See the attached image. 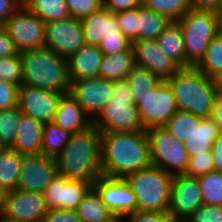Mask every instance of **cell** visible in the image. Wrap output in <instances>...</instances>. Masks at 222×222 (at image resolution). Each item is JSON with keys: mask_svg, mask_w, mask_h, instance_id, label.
I'll return each mask as SVG.
<instances>
[{"mask_svg": "<svg viewBox=\"0 0 222 222\" xmlns=\"http://www.w3.org/2000/svg\"><path fill=\"white\" fill-rule=\"evenodd\" d=\"M142 0H102V7L116 14L139 7Z\"/></svg>", "mask_w": 222, "mask_h": 222, "instance_id": "47", "label": "cell"}, {"mask_svg": "<svg viewBox=\"0 0 222 222\" xmlns=\"http://www.w3.org/2000/svg\"><path fill=\"white\" fill-rule=\"evenodd\" d=\"M0 80L18 86L22 85L20 55L0 58Z\"/></svg>", "mask_w": 222, "mask_h": 222, "instance_id": "38", "label": "cell"}, {"mask_svg": "<svg viewBox=\"0 0 222 222\" xmlns=\"http://www.w3.org/2000/svg\"><path fill=\"white\" fill-rule=\"evenodd\" d=\"M201 205H203L202 192L197 178L185 174L175 175L168 211L174 221H187Z\"/></svg>", "mask_w": 222, "mask_h": 222, "instance_id": "16", "label": "cell"}, {"mask_svg": "<svg viewBox=\"0 0 222 222\" xmlns=\"http://www.w3.org/2000/svg\"><path fill=\"white\" fill-rule=\"evenodd\" d=\"M218 91L222 92V74L216 79Z\"/></svg>", "mask_w": 222, "mask_h": 222, "instance_id": "59", "label": "cell"}, {"mask_svg": "<svg viewBox=\"0 0 222 222\" xmlns=\"http://www.w3.org/2000/svg\"><path fill=\"white\" fill-rule=\"evenodd\" d=\"M80 20L72 16L60 21L47 22L44 46L65 59L70 58L84 45Z\"/></svg>", "mask_w": 222, "mask_h": 222, "instance_id": "12", "label": "cell"}, {"mask_svg": "<svg viewBox=\"0 0 222 222\" xmlns=\"http://www.w3.org/2000/svg\"><path fill=\"white\" fill-rule=\"evenodd\" d=\"M18 126L16 139L11 149L22 155L42 153L44 123L22 114Z\"/></svg>", "mask_w": 222, "mask_h": 222, "instance_id": "23", "label": "cell"}, {"mask_svg": "<svg viewBox=\"0 0 222 222\" xmlns=\"http://www.w3.org/2000/svg\"><path fill=\"white\" fill-rule=\"evenodd\" d=\"M216 16L219 19L220 24L222 25V0H219L216 9L214 10Z\"/></svg>", "mask_w": 222, "mask_h": 222, "instance_id": "54", "label": "cell"}, {"mask_svg": "<svg viewBox=\"0 0 222 222\" xmlns=\"http://www.w3.org/2000/svg\"><path fill=\"white\" fill-rule=\"evenodd\" d=\"M211 153L215 163V171L222 172V131H220Z\"/></svg>", "mask_w": 222, "mask_h": 222, "instance_id": "51", "label": "cell"}, {"mask_svg": "<svg viewBox=\"0 0 222 222\" xmlns=\"http://www.w3.org/2000/svg\"><path fill=\"white\" fill-rule=\"evenodd\" d=\"M22 112L18 107L0 110V140L8 148L14 145Z\"/></svg>", "mask_w": 222, "mask_h": 222, "instance_id": "37", "label": "cell"}, {"mask_svg": "<svg viewBox=\"0 0 222 222\" xmlns=\"http://www.w3.org/2000/svg\"><path fill=\"white\" fill-rule=\"evenodd\" d=\"M47 210L43 193L15 189L5 192L0 216L16 222H42Z\"/></svg>", "mask_w": 222, "mask_h": 222, "instance_id": "11", "label": "cell"}, {"mask_svg": "<svg viewBox=\"0 0 222 222\" xmlns=\"http://www.w3.org/2000/svg\"><path fill=\"white\" fill-rule=\"evenodd\" d=\"M218 124L220 130L222 131V92L218 91L216 94L215 107L211 116Z\"/></svg>", "mask_w": 222, "mask_h": 222, "instance_id": "53", "label": "cell"}, {"mask_svg": "<svg viewBox=\"0 0 222 222\" xmlns=\"http://www.w3.org/2000/svg\"><path fill=\"white\" fill-rule=\"evenodd\" d=\"M84 43L92 46H99L103 37L110 34H123L110 10L101 7L90 15L80 20Z\"/></svg>", "mask_w": 222, "mask_h": 222, "instance_id": "20", "label": "cell"}, {"mask_svg": "<svg viewBox=\"0 0 222 222\" xmlns=\"http://www.w3.org/2000/svg\"><path fill=\"white\" fill-rule=\"evenodd\" d=\"M132 47V42L124 34H110L103 37L99 48L104 55L116 54L120 51L128 50Z\"/></svg>", "mask_w": 222, "mask_h": 222, "instance_id": "41", "label": "cell"}, {"mask_svg": "<svg viewBox=\"0 0 222 222\" xmlns=\"http://www.w3.org/2000/svg\"><path fill=\"white\" fill-rule=\"evenodd\" d=\"M220 131L212 117L201 118L200 123L195 124L189 139L183 142L188 156L211 151Z\"/></svg>", "mask_w": 222, "mask_h": 222, "instance_id": "24", "label": "cell"}, {"mask_svg": "<svg viewBox=\"0 0 222 222\" xmlns=\"http://www.w3.org/2000/svg\"><path fill=\"white\" fill-rule=\"evenodd\" d=\"M52 122L72 134L86 129L93 123L69 92L61 96Z\"/></svg>", "mask_w": 222, "mask_h": 222, "instance_id": "22", "label": "cell"}, {"mask_svg": "<svg viewBox=\"0 0 222 222\" xmlns=\"http://www.w3.org/2000/svg\"><path fill=\"white\" fill-rule=\"evenodd\" d=\"M152 165L146 131L101 133L103 176L125 178Z\"/></svg>", "mask_w": 222, "mask_h": 222, "instance_id": "1", "label": "cell"}, {"mask_svg": "<svg viewBox=\"0 0 222 222\" xmlns=\"http://www.w3.org/2000/svg\"><path fill=\"white\" fill-rule=\"evenodd\" d=\"M156 41L165 55L173 59L181 68H185L183 36L177 21H172Z\"/></svg>", "mask_w": 222, "mask_h": 222, "instance_id": "26", "label": "cell"}, {"mask_svg": "<svg viewBox=\"0 0 222 222\" xmlns=\"http://www.w3.org/2000/svg\"><path fill=\"white\" fill-rule=\"evenodd\" d=\"M22 66V84L68 93L70 78L68 60L44 47L19 53Z\"/></svg>", "mask_w": 222, "mask_h": 222, "instance_id": "4", "label": "cell"}, {"mask_svg": "<svg viewBox=\"0 0 222 222\" xmlns=\"http://www.w3.org/2000/svg\"><path fill=\"white\" fill-rule=\"evenodd\" d=\"M168 212L139 211L123 217V222H173Z\"/></svg>", "mask_w": 222, "mask_h": 222, "instance_id": "45", "label": "cell"}, {"mask_svg": "<svg viewBox=\"0 0 222 222\" xmlns=\"http://www.w3.org/2000/svg\"><path fill=\"white\" fill-rule=\"evenodd\" d=\"M173 177L154 165L128 174L125 180L136 196L137 210L168 212Z\"/></svg>", "mask_w": 222, "mask_h": 222, "instance_id": "5", "label": "cell"}, {"mask_svg": "<svg viewBox=\"0 0 222 222\" xmlns=\"http://www.w3.org/2000/svg\"><path fill=\"white\" fill-rule=\"evenodd\" d=\"M132 90L135 105L142 102V98L162 81L160 78L150 73L147 69L135 66L125 79Z\"/></svg>", "mask_w": 222, "mask_h": 222, "instance_id": "30", "label": "cell"}, {"mask_svg": "<svg viewBox=\"0 0 222 222\" xmlns=\"http://www.w3.org/2000/svg\"><path fill=\"white\" fill-rule=\"evenodd\" d=\"M70 82L69 93L93 122L112 98L114 81L96 77Z\"/></svg>", "mask_w": 222, "mask_h": 222, "instance_id": "10", "label": "cell"}, {"mask_svg": "<svg viewBox=\"0 0 222 222\" xmlns=\"http://www.w3.org/2000/svg\"><path fill=\"white\" fill-rule=\"evenodd\" d=\"M135 65L147 69L162 81L172 77L181 67L159 48L156 39L132 42Z\"/></svg>", "mask_w": 222, "mask_h": 222, "instance_id": "19", "label": "cell"}, {"mask_svg": "<svg viewBox=\"0 0 222 222\" xmlns=\"http://www.w3.org/2000/svg\"><path fill=\"white\" fill-rule=\"evenodd\" d=\"M200 121V117L187 111L178 110L167 121L164 128L178 141L184 142L189 139L193 133L195 124H199Z\"/></svg>", "mask_w": 222, "mask_h": 222, "instance_id": "33", "label": "cell"}, {"mask_svg": "<svg viewBox=\"0 0 222 222\" xmlns=\"http://www.w3.org/2000/svg\"><path fill=\"white\" fill-rule=\"evenodd\" d=\"M135 66L133 47L116 54L104 55L100 65L99 77L111 81L125 80Z\"/></svg>", "mask_w": 222, "mask_h": 222, "instance_id": "25", "label": "cell"}, {"mask_svg": "<svg viewBox=\"0 0 222 222\" xmlns=\"http://www.w3.org/2000/svg\"><path fill=\"white\" fill-rule=\"evenodd\" d=\"M19 7H28L33 0H14Z\"/></svg>", "mask_w": 222, "mask_h": 222, "instance_id": "55", "label": "cell"}, {"mask_svg": "<svg viewBox=\"0 0 222 222\" xmlns=\"http://www.w3.org/2000/svg\"><path fill=\"white\" fill-rule=\"evenodd\" d=\"M142 4L151 11L177 21L192 9L190 0H142Z\"/></svg>", "mask_w": 222, "mask_h": 222, "instance_id": "36", "label": "cell"}, {"mask_svg": "<svg viewBox=\"0 0 222 222\" xmlns=\"http://www.w3.org/2000/svg\"><path fill=\"white\" fill-rule=\"evenodd\" d=\"M14 42L11 40L9 33L4 28L0 26V58L18 55Z\"/></svg>", "mask_w": 222, "mask_h": 222, "instance_id": "48", "label": "cell"}, {"mask_svg": "<svg viewBox=\"0 0 222 222\" xmlns=\"http://www.w3.org/2000/svg\"><path fill=\"white\" fill-rule=\"evenodd\" d=\"M185 50V67L196 66L211 40L220 32V22L212 10H188L177 20Z\"/></svg>", "mask_w": 222, "mask_h": 222, "instance_id": "6", "label": "cell"}, {"mask_svg": "<svg viewBox=\"0 0 222 222\" xmlns=\"http://www.w3.org/2000/svg\"><path fill=\"white\" fill-rule=\"evenodd\" d=\"M112 98L114 100L135 102L132 90L130 89V86L126 80L114 81V90Z\"/></svg>", "mask_w": 222, "mask_h": 222, "instance_id": "49", "label": "cell"}, {"mask_svg": "<svg viewBox=\"0 0 222 222\" xmlns=\"http://www.w3.org/2000/svg\"><path fill=\"white\" fill-rule=\"evenodd\" d=\"M0 222H16V221L7 220L0 216Z\"/></svg>", "mask_w": 222, "mask_h": 222, "instance_id": "60", "label": "cell"}, {"mask_svg": "<svg viewBox=\"0 0 222 222\" xmlns=\"http://www.w3.org/2000/svg\"><path fill=\"white\" fill-rule=\"evenodd\" d=\"M103 56L104 54L99 46L84 44L74 55L67 59L70 81L99 77Z\"/></svg>", "mask_w": 222, "mask_h": 222, "instance_id": "21", "label": "cell"}, {"mask_svg": "<svg viewBox=\"0 0 222 222\" xmlns=\"http://www.w3.org/2000/svg\"><path fill=\"white\" fill-rule=\"evenodd\" d=\"M3 26L19 53L44 47L46 23L28 7L18 8Z\"/></svg>", "mask_w": 222, "mask_h": 222, "instance_id": "8", "label": "cell"}, {"mask_svg": "<svg viewBox=\"0 0 222 222\" xmlns=\"http://www.w3.org/2000/svg\"><path fill=\"white\" fill-rule=\"evenodd\" d=\"M152 165L172 176L183 175L187 171L189 156L183 142L178 141L164 127L146 130Z\"/></svg>", "mask_w": 222, "mask_h": 222, "instance_id": "7", "label": "cell"}, {"mask_svg": "<svg viewBox=\"0 0 222 222\" xmlns=\"http://www.w3.org/2000/svg\"><path fill=\"white\" fill-rule=\"evenodd\" d=\"M137 107L145 130L164 127L178 111L176 99L167 81H161L152 92L142 98V102Z\"/></svg>", "mask_w": 222, "mask_h": 222, "instance_id": "9", "label": "cell"}, {"mask_svg": "<svg viewBox=\"0 0 222 222\" xmlns=\"http://www.w3.org/2000/svg\"><path fill=\"white\" fill-rule=\"evenodd\" d=\"M92 187L113 215L124 217L137 211L136 196L125 178L101 176Z\"/></svg>", "mask_w": 222, "mask_h": 222, "instance_id": "15", "label": "cell"}, {"mask_svg": "<svg viewBox=\"0 0 222 222\" xmlns=\"http://www.w3.org/2000/svg\"><path fill=\"white\" fill-rule=\"evenodd\" d=\"M64 93L22 84L18 90V104L22 114L47 123L53 120Z\"/></svg>", "mask_w": 222, "mask_h": 222, "instance_id": "17", "label": "cell"}, {"mask_svg": "<svg viewBox=\"0 0 222 222\" xmlns=\"http://www.w3.org/2000/svg\"><path fill=\"white\" fill-rule=\"evenodd\" d=\"M4 194H5V192L2 189H0V215H1L2 209H3Z\"/></svg>", "mask_w": 222, "mask_h": 222, "instance_id": "58", "label": "cell"}, {"mask_svg": "<svg viewBox=\"0 0 222 222\" xmlns=\"http://www.w3.org/2000/svg\"><path fill=\"white\" fill-rule=\"evenodd\" d=\"M195 67L215 80L222 74V34L220 32L211 40L203 58Z\"/></svg>", "mask_w": 222, "mask_h": 222, "instance_id": "31", "label": "cell"}, {"mask_svg": "<svg viewBox=\"0 0 222 222\" xmlns=\"http://www.w3.org/2000/svg\"><path fill=\"white\" fill-rule=\"evenodd\" d=\"M219 0H190L191 8L194 10H212L214 11Z\"/></svg>", "mask_w": 222, "mask_h": 222, "instance_id": "52", "label": "cell"}, {"mask_svg": "<svg viewBox=\"0 0 222 222\" xmlns=\"http://www.w3.org/2000/svg\"><path fill=\"white\" fill-rule=\"evenodd\" d=\"M203 204L222 206V172L213 171L197 177Z\"/></svg>", "mask_w": 222, "mask_h": 222, "instance_id": "35", "label": "cell"}, {"mask_svg": "<svg viewBox=\"0 0 222 222\" xmlns=\"http://www.w3.org/2000/svg\"><path fill=\"white\" fill-rule=\"evenodd\" d=\"M103 222H123V217L113 215L111 218H109L108 220H105Z\"/></svg>", "mask_w": 222, "mask_h": 222, "instance_id": "56", "label": "cell"}, {"mask_svg": "<svg viewBox=\"0 0 222 222\" xmlns=\"http://www.w3.org/2000/svg\"><path fill=\"white\" fill-rule=\"evenodd\" d=\"M28 8L45 23L70 17L66 0H33Z\"/></svg>", "mask_w": 222, "mask_h": 222, "instance_id": "34", "label": "cell"}, {"mask_svg": "<svg viewBox=\"0 0 222 222\" xmlns=\"http://www.w3.org/2000/svg\"><path fill=\"white\" fill-rule=\"evenodd\" d=\"M101 133L146 131L140 121L135 102L110 99L93 121Z\"/></svg>", "mask_w": 222, "mask_h": 222, "instance_id": "13", "label": "cell"}, {"mask_svg": "<svg viewBox=\"0 0 222 222\" xmlns=\"http://www.w3.org/2000/svg\"><path fill=\"white\" fill-rule=\"evenodd\" d=\"M55 161L58 174L93 184L103 176L100 130L92 123L86 129L73 133Z\"/></svg>", "mask_w": 222, "mask_h": 222, "instance_id": "2", "label": "cell"}, {"mask_svg": "<svg viewBox=\"0 0 222 222\" xmlns=\"http://www.w3.org/2000/svg\"><path fill=\"white\" fill-rule=\"evenodd\" d=\"M220 33L222 34V25L220 26Z\"/></svg>", "mask_w": 222, "mask_h": 222, "instance_id": "61", "label": "cell"}, {"mask_svg": "<svg viewBox=\"0 0 222 222\" xmlns=\"http://www.w3.org/2000/svg\"><path fill=\"white\" fill-rule=\"evenodd\" d=\"M71 135L72 133L61 129L52 121L44 123L42 153L56 157L70 140Z\"/></svg>", "mask_w": 222, "mask_h": 222, "instance_id": "32", "label": "cell"}, {"mask_svg": "<svg viewBox=\"0 0 222 222\" xmlns=\"http://www.w3.org/2000/svg\"><path fill=\"white\" fill-rule=\"evenodd\" d=\"M19 86L0 80V110L17 107Z\"/></svg>", "mask_w": 222, "mask_h": 222, "instance_id": "44", "label": "cell"}, {"mask_svg": "<svg viewBox=\"0 0 222 222\" xmlns=\"http://www.w3.org/2000/svg\"><path fill=\"white\" fill-rule=\"evenodd\" d=\"M186 222H222V206L203 204Z\"/></svg>", "mask_w": 222, "mask_h": 222, "instance_id": "43", "label": "cell"}, {"mask_svg": "<svg viewBox=\"0 0 222 222\" xmlns=\"http://www.w3.org/2000/svg\"><path fill=\"white\" fill-rule=\"evenodd\" d=\"M171 87L178 110L200 118L212 116L218 92L217 81L194 66L180 68L166 80Z\"/></svg>", "mask_w": 222, "mask_h": 222, "instance_id": "3", "label": "cell"}, {"mask_svg": "<svg viewBox=\"0 0 222 222\" xmlns=\"http://www.w3.org/2000/svg\"><path fill=\"white\" fill-rule=\"evenodd\" d=\"M9 148L5 145V143L0 140V157L3 153H5Z\"/></svg>", "mask_w": 222, "mask_h": 222, "instance_id": "57", "label": "cell"}, {"mask_svg": "<svg viewBox=\"0 0 222 222\" xmlns=\"http://www.w3.org/2000/svg\"><path fill=\"white\" fill-rule=\"evenodd\" d=\"M120 31L131 41H138V7L115 14Z\"/></svg>", "mask_w": 222, "mask_h": 222, "instance_id": "40", "label": "cell"}, {"mask_svg": "<svg viewBox=\"0 0 222 222\" xmlns=\"http://www.w3.org/2000/svg\"><path fill=\"white\" fill-rule=\"evenodd\" d=\"M76 212L81 222H103L113 216L111 211L102 203L99 194L93 187L84 195Z\"/></svg>", "mask_w": 222, "mask_h": 222, "instance_id": "28", "label": "cell"}, {"mask_svg": "<svg viewBox=\"0 0 222 222\" xmlns=\"http://www.w3.org/2000/svg\"><path fill=\"white\" fill-rule=\"evenodd\" d=\"M213 171H215V163L213 155L209 151L189 157L185 175L197 178Z\"/></svg>", "mask_w": 222, "mask_h": 222, "instance_id": "39", "label": "cell"}, {"mask_svg": "<svg viewBox=\"0 0 222 222\" xmlns=\"http://www.w3.org/2000/svg\"><path fill=\"white\" fill-rule=\"evenodd\" d=\"M70 15L81 20L102 7V0H66Z\"/></svg>", "mask_w": 222, "mask_h": 222, "instance_id": "42", "label": "cell"}, {"mask_svg": "<svg viewBox=\"0 0 222 222\" xmlns=\"http://www.w3.org/2000/svg\"><path fill=\"white\" fill-rule=\"evenodd\" d=\"M23 155L9 148L0 157V189L4 192L17 189Z\"/></svg>", "mask_w": 222, "mask_h": 222, "instance_id": "29", "label": "cell"}, {"mask_svg": "<svg viewBox=\"0 0 222 222\" xmlns=\"http://www.w3.org/2000/svg\"><path fill=\"white\" fill-rule=\"evenodd\" d=\"M18 8L20 7L14 0H0V26H3Z\"/></svg>", "mask_w": 222, "mask_h": 222, "instance_id": "50", "label": "cell"}, {"mask_svg": "<svg viewBox=\"0 0 222 222\" xmlns=\"http://www.w3.org/2000/svg\"><path fill=\"white\" fill-rule=\"evenodd\" d=\"M42 222H81L76 210L52 209L47 210Z\"/></svg>", "mask_w": 222, "mask_h": 222, "instance_id": "46", "label": "cell"}, {"mask_svg": "<svg viewBox=\"0 0 222 222\" xmlns=\"http://www.w3.org/2000/svg\"><path fill=\"white\" fill-rule=\"evenodd\" d=\"M91 187L92 183L90 182L80 179H69L58 174L43 193L46 207L48 210H76Z\"/></svg>", "mask_w": 222, "mask_h": 222, "instance_id": "18", "label": "cell"}, {"mask_svg": "<svg viewBox=\"0 0 222 222\" xmlns=\"http://www.w3.org/2000/svg\"><path fill=\"white\" fill-rule=\"evenodd\" d=\"M171 22L141 4L138 7V40L156 39Z\"/></svg>", "mask_w": 222, "mask_h": 222, "instance_id": "27", "label": "cell"}, {"mask_svg": "<svg viewBox=\"0 0 222 222\" xmlns=\"http://www.w3.org/2000/svg\"><path fill=\"white\" fill-rule=\"evenodd\" d=\"M57 175L55 157L44 153L23 155L17 189L44 193Z\"/></svg>", "mask_w": 222, "mask_h": 222, "instance_id": "14", "label": "cell"}]
</instances>
